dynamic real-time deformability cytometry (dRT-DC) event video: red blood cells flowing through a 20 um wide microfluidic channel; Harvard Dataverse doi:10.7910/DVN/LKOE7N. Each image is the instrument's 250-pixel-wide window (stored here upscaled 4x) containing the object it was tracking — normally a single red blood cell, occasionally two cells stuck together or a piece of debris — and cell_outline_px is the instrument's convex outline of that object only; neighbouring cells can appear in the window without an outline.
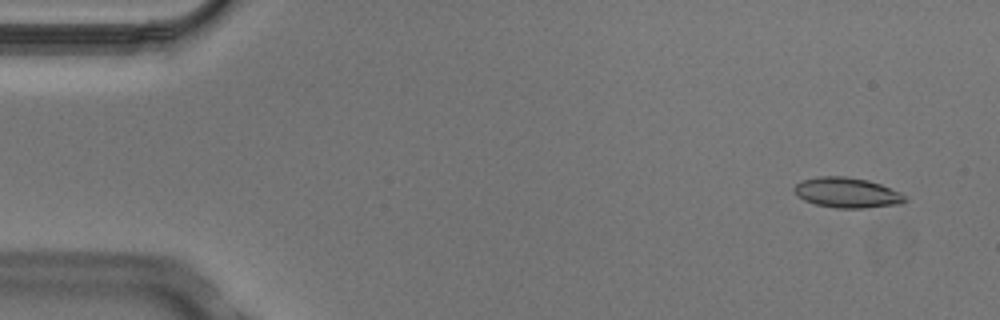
{"species": "Egyptian fruit bat (a non-hibernating species)", "species_latin": "Rousettus aegyptiacus", "temperature_condition": "cold", "stored_images_in_passage": 5, "camera_frame_rate_fps": 3000, "um_per_image_px": 0.085, "animal": {"sex": "male"}, "frame": {"image": 1, "passage_image": 2, "time_ms": 0.333, "image_size_px": [1000, 320], "cell_outline_px": [[908, 200], [900, 204], [864, 208], [836, 208], [816, 204], [804, 200], [792, 188], [800, 180], [820, 176], [844, 176], [868, 180], [880, 184], [900, 192], [908, 196]], "centroid_in_image_um": [72.03, 16.37], "position_along_channel_um": 13.0, "area_um2": 19.54}}